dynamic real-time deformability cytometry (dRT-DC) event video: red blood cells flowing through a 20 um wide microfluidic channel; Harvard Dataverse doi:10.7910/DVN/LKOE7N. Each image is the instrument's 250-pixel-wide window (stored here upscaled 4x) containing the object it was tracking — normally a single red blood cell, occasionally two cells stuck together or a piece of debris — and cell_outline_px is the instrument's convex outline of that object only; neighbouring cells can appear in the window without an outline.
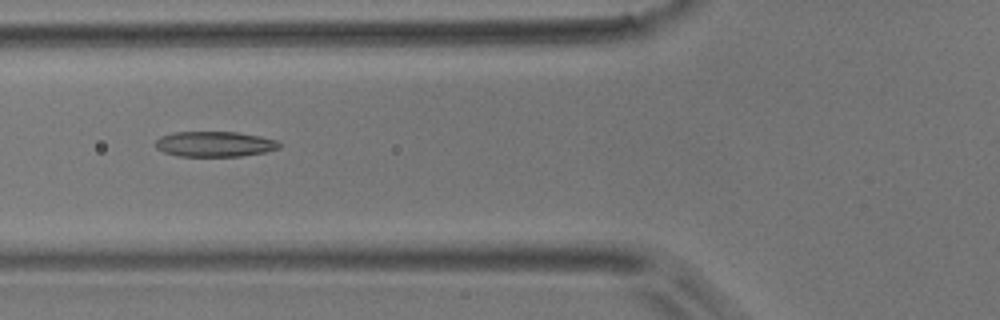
{"species": "common noctule bat (a hibernating species)", "species_latin": "Nyctalus noctula", "temperature_condition": "room temperature", "stored_images_in_passage": 7, "camera_frame_rate_fps": 3000, "um_per_image_px": 0.085, "animal": {"sex": "male", "body_mass_g": 17.9}, "frame": {"image": 1, "passage_image": 5, "time_ms": 6.333, "image_size_px": [1000, 320], "cell_outline_px": [[280, 148], [264, 152], [240, 156], [176, 156], [164, 152], [156, 148], [156, 140], [160, 136], [172, 132], [236, 132], [260, 136], [276, 140], [280, 144]], "centroid_in_image_um": [18.22, 12.24], "position_along_channel_um": 107.6, "area_um2": 18.26}}
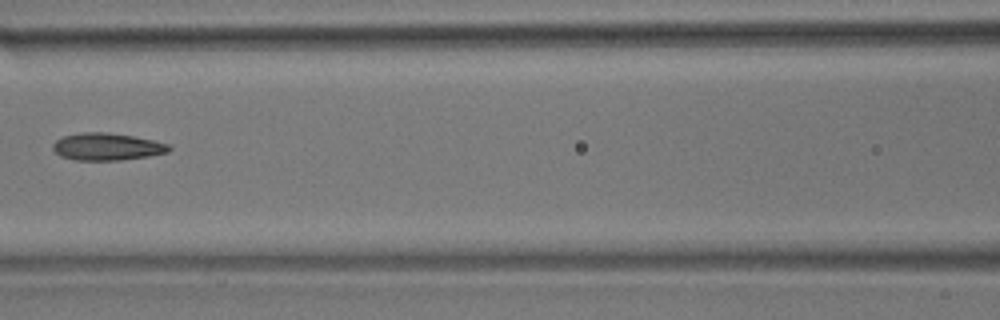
{"frame": {"image": 2, "passage_image": 6, "time_ms": 7.667, "image_size_px": [1000, 320], "cell_outline_px": [[172, 148], [168, 152], [148, 156], [120, 160], [76, 160], [60, 156], [52, 148], [52, 144], [56, 140], [64, 136], [80, 132], [108, 132], [132, 136], [172, 144]], "centroid_in_image_um": [9.1, 12.46], "position_along_channel_um": 157.5, "area_um2": 18.5}}
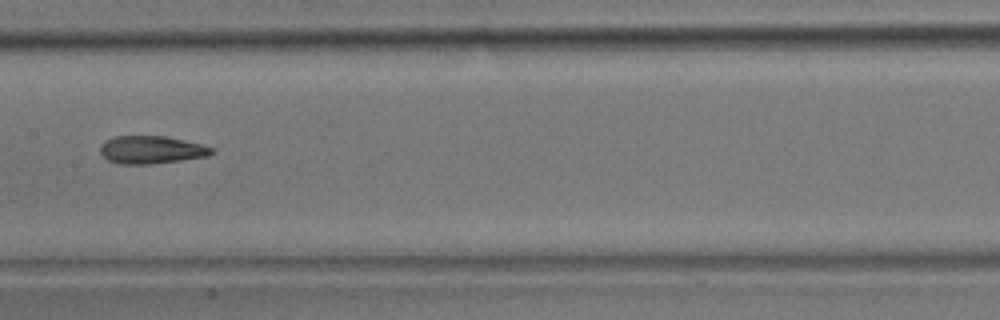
{"frame": {"image": 3, "passage_image": 7, "time_ms": 8.667, "image_size_px": [1000, 320], "cell_outline_px": [[216, 152], [208, 156], [152, 164], [116, 164], [108, 160], [100, 152], [100, 148], [108, 140], [116, 136], [164, 136], [184, 140], [200, 144], [212, 148]], "centroid_in_image_um": [12.88, 12.74], "position_along_channel_um": 194.5, "area_um2": 17.86}}